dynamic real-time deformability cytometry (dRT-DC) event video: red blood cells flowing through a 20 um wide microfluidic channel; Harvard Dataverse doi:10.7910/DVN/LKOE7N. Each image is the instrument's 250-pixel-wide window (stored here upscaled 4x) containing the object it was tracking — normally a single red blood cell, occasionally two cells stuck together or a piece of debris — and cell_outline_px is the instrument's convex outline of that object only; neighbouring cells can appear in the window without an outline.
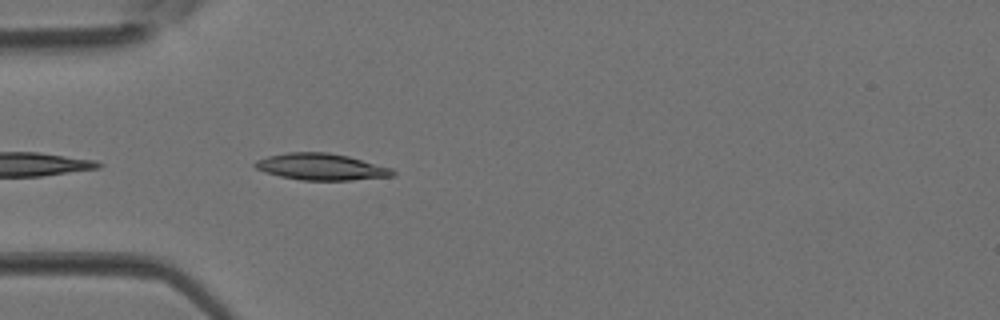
{"species": "Egyptian fruit bat (a non-hibernating species)", "species_latin": "Rousettus aegyptiacus", "temperature_condition": "room temperature", "stored_images_in_passage": 3, "camera_frame_rate_fps": 3000, "um_per_image_px": 0.085, "animal": {"sex": "female"}, "frame": {"image": 1, "passage_image": 3, "time_ms": 0.667, "image_size_px": [1000, 320], "cell_outline_px": [[396, 176], [352, 180], [300, 180], [280, 176], [264, 172], [256, 168], [252, 164], [256, 160], [268, 156], [288, 152], [328, 152], [348, 156], [392, 168], [396, 172]], "centroid_in_image_um": [27.31, 14.18], "position_along_channel_um": 57.7, "area_um2": 21.44}}